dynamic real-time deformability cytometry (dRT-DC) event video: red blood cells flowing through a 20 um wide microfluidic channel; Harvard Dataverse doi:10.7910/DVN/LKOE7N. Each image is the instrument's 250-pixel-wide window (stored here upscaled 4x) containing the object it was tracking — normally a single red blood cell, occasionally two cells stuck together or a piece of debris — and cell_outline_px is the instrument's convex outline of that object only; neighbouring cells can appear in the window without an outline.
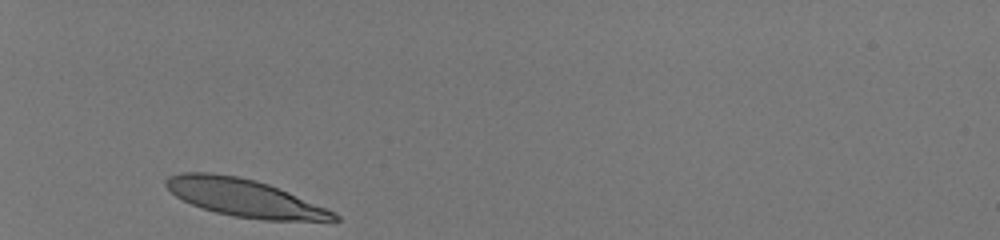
{"species": "human", "species_latin": "Homo sapiens", "temperature_condition": "room temperature", "stored_images_in_passage": 16, "camera_frame_rate_fps": 3000, "um_per_image_px": 0.085, "donor": {"sex": "male"}, "frame": {"image": 1, "passage_image": 1, "time_ms": 0.0, "image_size_px": [1000, 240], "cell_outline_px": [[340, 220], [264, 220], [232, 216], [216, 212], [192, 204], [176, 196], [164, 184], [164, 180], [168, 176], [184, 172], [212, 172], [240, 176], [256, 180], [280, 188], [336, 212], [340, 216]], "centroid_in_image_um": [20.78, 16.8], "position_along_channel_um": 64.2, "area_um2": 36.76}}
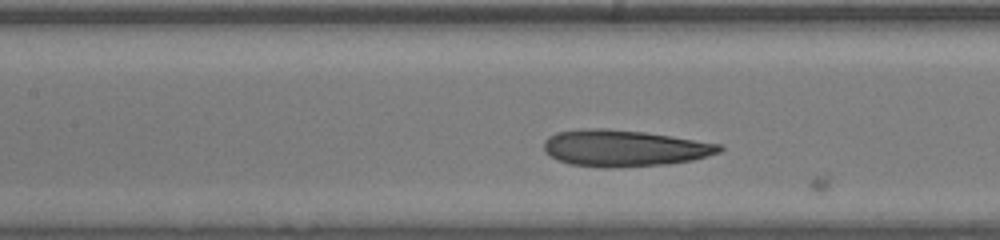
{"frame": {"image": 2, "passage_image": 10, "time_ms": 3.0, "image_size_px": [1000, 240], "cell_outline_px": [[724, 148], [720, 152], [692, 160], [668, 164], [612, 168], [604, 168], [568, 164], [556, 160], [544, 152], [544, 140], [548, 136], [556, 132], [584, 128], [604, 128], [644, 132], [672, 136], [720, 144]], "centroid_in_image_um": [53.0, 12.6], "position_along_channel_um": 154.4, "area_um2": 37.63}}
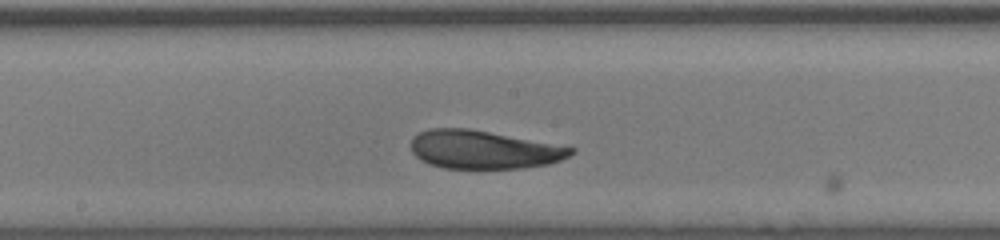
{"frame": {"image": 3, "passage_image": 14, "time_ms": 4.333, "image_size_px": [1000, 240], "cell_outline_px": [[576, 152], [560, 160], [548, 164], [524, 168], [444, 168], [428, 164], [420, 160], [412, 152], [412, 136], [428, 128], [468, 128], [576, 148]], "centroid_in_image_um": [41.08, 12.72], "position_along_channel_um": 207.1, "area_um2": 35.6}}